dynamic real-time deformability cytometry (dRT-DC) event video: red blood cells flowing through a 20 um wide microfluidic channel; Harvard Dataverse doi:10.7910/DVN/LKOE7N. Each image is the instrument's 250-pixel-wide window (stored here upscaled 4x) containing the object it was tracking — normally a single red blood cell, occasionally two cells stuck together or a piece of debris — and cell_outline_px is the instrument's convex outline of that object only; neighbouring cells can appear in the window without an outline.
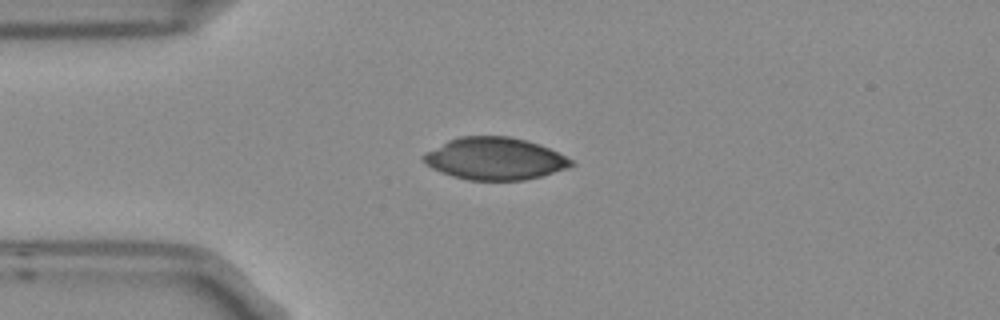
{"species": "Egyptian fruit bat (a non-hibernating species)", "species_latin": "Rousettus aegyptiacus", "temperature_condition": "room temperature", "stored_images_in_passage": 4, "camera_frame_rate_fps": 3000, "um_per_image_px": 0.085, "frame": {"image": 1, "passage_image": 1, "time_ms": 0.0, "image_size_px": [1000, 320], "cell_outline_px": [[576, 164], [568, 168], [540, 176], [524, 180], [468, 180], [452, 176], [440, 172], [424, 164], [420, 156], [424, 152], [448, 140], [460, 136], [508, 136], [528, 140], [540, 144], [572, 160]], "centroid_in_image_um": [42.01, 13.48], "position_along_channel_um": 43.0, "area_um2": 36.53}}